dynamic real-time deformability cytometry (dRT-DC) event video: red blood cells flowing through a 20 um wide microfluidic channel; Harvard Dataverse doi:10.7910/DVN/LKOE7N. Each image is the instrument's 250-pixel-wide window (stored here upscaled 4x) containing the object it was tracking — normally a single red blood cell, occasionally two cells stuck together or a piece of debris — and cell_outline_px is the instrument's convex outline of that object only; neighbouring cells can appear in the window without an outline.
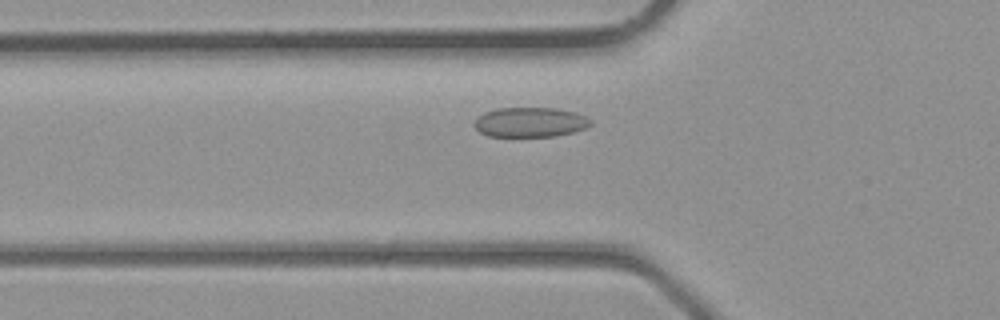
{"species": "common noctule bat (a hibernating species)", "species_latin": "Nyctalus noctula", "temperature_condition": "room temperature", "stored_images_in_passage": 32, "camera_frame_rate_fps": 3000, "um_per_image_px": 0.085, "animal": {"sex": "male", "body_mass_g": 23.1, "forearm_length_mm": 52.7}, "frame": {"image": 1, "passage_image": 7, "time_ms": 2.0, "image_size_px": [1000, 320], "cell_outline_px": [[592, 124], [584, 128], [572, 132], [556, 136], [488, 136], [480, 132], [472, 124], [476, 116], [484, 112], [496, 108], [556, 108], [576, 112], [592, 120]], "centroid_in_image_um": [45.02, 10.38], "position_along_channel_um": 80.8, "area_um2": 20.29}}
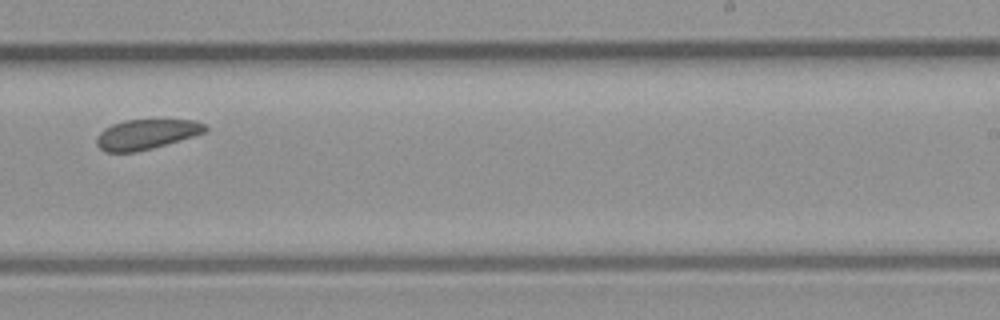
{"frame": {"image": 2, "passage_image": 18, "time_ms": 5.667, "image_size_px": [1000, 320], "cell_outline_px": [[208, 132], [168, 144], [136, 152], [104, 152], [96, 144], [96, 136], [104, 128], [112, 124], [124, 120], [196, 120], [204, 124], [208, 128]], "centroid_in_image_um": [12.45, 11.42], "position_along_channel_um": 276.6, "area_um2": 19.19}}
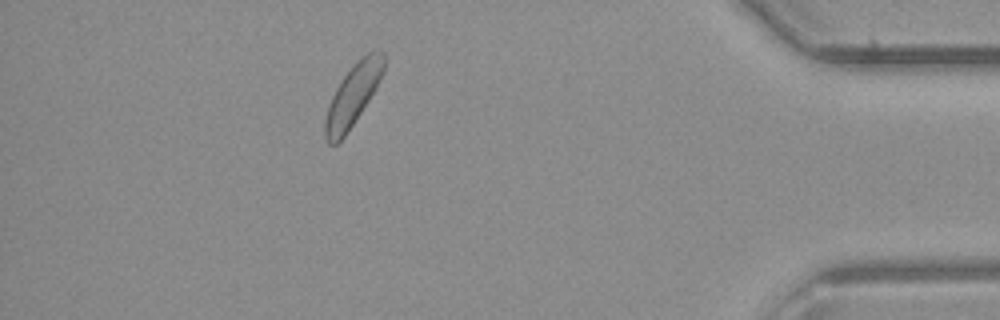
{"frame": {"image": 3, "passage_image": 28, "time_ms": 9.0, "image_size_px": [1000, 320], "cell_outline_px": [[384, 68], [380, 80], [368, 100], [344, 136], [336, 144], [328, 144], [324, 136], [324, 120], [328, 104], [340, 80], [360, 56], [376, 48], [380, 48], [384, 52]], "centroid_in_image_um": [29.98, 8.04], "position_along_channel_um": 405.2, "area_um2": 20.98}}